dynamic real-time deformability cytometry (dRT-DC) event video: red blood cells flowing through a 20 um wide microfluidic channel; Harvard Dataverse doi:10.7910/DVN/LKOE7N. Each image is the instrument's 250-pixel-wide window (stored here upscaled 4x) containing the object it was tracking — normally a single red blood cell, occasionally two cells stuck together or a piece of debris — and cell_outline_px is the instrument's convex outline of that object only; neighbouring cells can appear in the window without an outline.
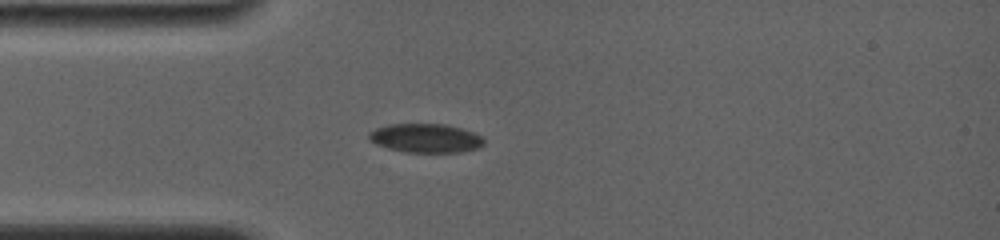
{"species": "common noctule bat (a hibernating species)", "species_latin": "Nyctalus noctula", "temperature_condition": "room temperature", "stored_images_in_passage": 41, "camera_frame_rate_fps": 4000, "um_per_image_px": 0.085, "animal": {"sex": "female", "body_mass_g": 19.0, "forearm_length_mm": 56.7}, "frame": {"image": 1, "passage_image": 8, "time_ms": 2.5, "image_size_px": [1000, 240], "cell_outline_px": [[484, 144], [480, 148], [460, 152], [408, 152], [388, 148], [376, 144], [368, 136], [368, 132], [376, 128], [388, 124], [444, 124], [460, 128], [472, 132], [480, 136], [484, 140]], "centroid_in_image_um": [36.18, 11.74], "position_along_channel_um": 48.8, "area_um2": 19.25}}
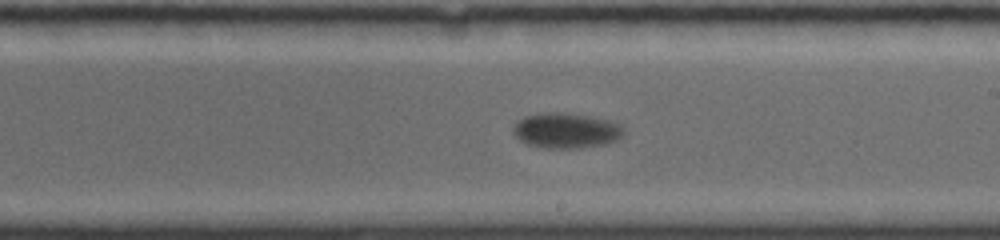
{"frame": {"image": 2, "passage_image": 25, "time_ms": 8.0, "image_size_px": [1000, 240], "cell_outline_px": [[624, 132], [616, 140], [604, 144], [576, 148], [544, 148], [528, 144], [520, 140], [512, 132], [512, 128], [524, 116], [540, 112], [560, 112], [588, 116], [608, 120], [620, 124], [624, 128]], "centroid_in_image_um": [48.09, 11.09], "position_along_channel_um": 240.9, "area_um2": 22.6}}
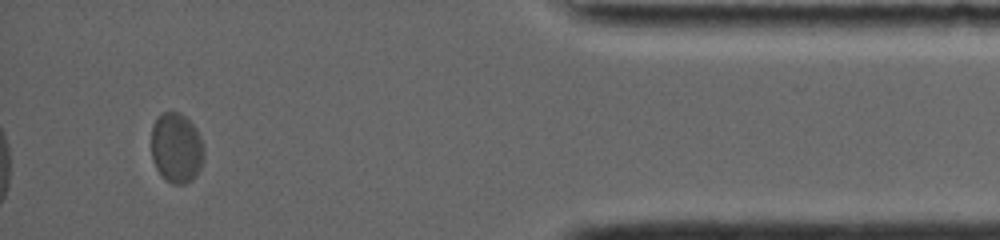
{"frame": {"image": 3, "passage_image": 41, "time_ms": 14.0, "image_size_px": [1000, 240], "cell_outline_px": [[204, 152], [200, 168], [196, 176], [192, 180], [184, 184], [172, 184], [156, 168], [152, 160], [152, 124], [156, 116], [160, 112], [180, 112], [196, 128], [200, 136]], "centroid_in_image_um": [14.98, 12.54], "position_along_channel_um": 420.2, "area_um2": 21.5}, "authors_computed_cell_mechanics": {"area_um2": 21.8484, "velocity_mm_per_s": 3.6318, "shape_relaxation_time_tau1_ms": 2.4367, "shape_relaxation_time_tau2_ms": null, "deformation_change_tau1": 0.0511, "deformation_change_tau2": null}}